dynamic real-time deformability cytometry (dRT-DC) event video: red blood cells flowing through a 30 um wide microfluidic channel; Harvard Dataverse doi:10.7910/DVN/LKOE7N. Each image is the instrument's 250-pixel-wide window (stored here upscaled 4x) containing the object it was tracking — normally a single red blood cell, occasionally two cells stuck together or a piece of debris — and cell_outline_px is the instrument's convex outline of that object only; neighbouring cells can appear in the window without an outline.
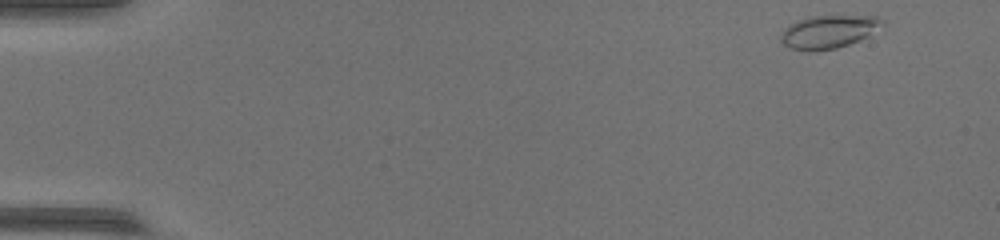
{"species": "common noctule bat (a hibernating species)", "species_latin": "Nyctalus noctula", "temperature_condition": "warm", "stored_images_in_passage": 44, "camera_frame_rate_fps": 3000, "um_per_image_px": 0.085, "animal": {"sex": "female", "body_mass_g": 17.0, "forearm_length_mm": 48.0}, "frame": {"image": 1, "passage_image": 1, "time_ms": 0.0, "image_size_px": [1000, 240], "cell_outline_px": [[884, 24], [868, 36], [860, 40], [836, 48], [812, 52], [788, 48], [780, 40], [780, 36], [784, 28], [788, 24], [796, 20], [812, 16], [876, 16], [884, 20]], "centroid_in_image_um": [70.39, 2.7], "position_along_channel_um": 14.6, "area_um2": 19.71}}
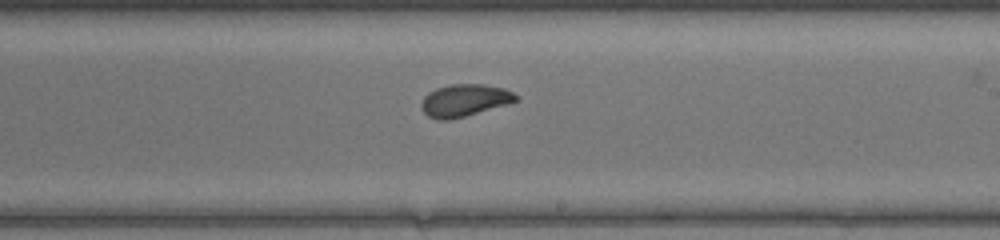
{"frame": {"image": 2, "passage_image": 29, "time_ms": 9.333, "image_size_px": [1000, 240], "cell_outline_px": [[520, 96], [516, 100], [508, 104], [464, 116], [448, 120], [436, 120], [428, 116], [424, 112], [420, 104], [424, 96], [428, 92], [436, 88], [452, 84], [484, 84], [504, 88]], "centroid_in_image_um": [39.47, 8.52], "position_along_channel_um": 249.5, "area_um2": 17.74}}
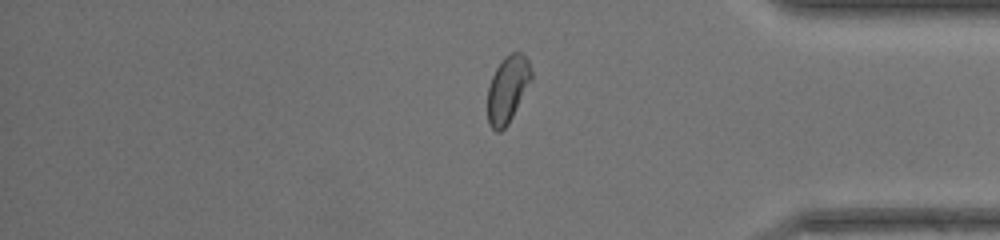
{"frame": {"image": 3, "passage_image": 41, "time_ms": 13.333, "image_size_px": [1000, 240], "cell_outline_px": [[532, 80], [508, 124], [500, 132], [496, 132], [488, 124], [488, 88], [492, 76], [496, 68], [504, 56], [512, 52], [520, 52], [528, 60], [532, 72]], "centroid_in_image_um": [43.15, 7.58], "position_along_channel_um": 392.1, "area_um2": 16.99}}